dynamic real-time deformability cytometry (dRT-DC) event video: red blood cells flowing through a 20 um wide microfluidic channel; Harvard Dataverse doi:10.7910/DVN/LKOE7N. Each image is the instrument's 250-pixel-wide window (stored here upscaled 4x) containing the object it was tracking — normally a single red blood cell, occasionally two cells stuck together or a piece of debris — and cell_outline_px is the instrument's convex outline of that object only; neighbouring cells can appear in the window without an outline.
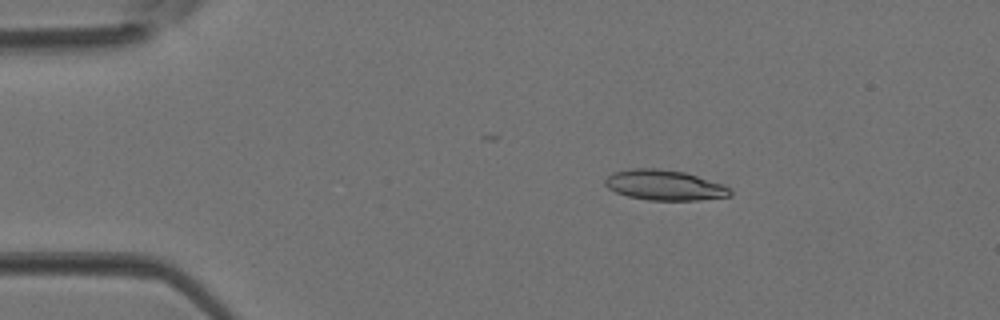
{"species": "Egyptian fruit bat (a non-hibernating species)", "species_latin": "Rousettus aegyptiacus", "temperature_condition": "room temperature", "stored_images_in_passage": 2, "camera_frame_rate_fps": 3000, "um_per_image_px": 0.085, "animal": {"sex": "female"}, "frame": {"image": 1, "passage_image": 1, "time_ms": 0.0, "image_size_px": [1000, 320], "cell_outline_px": [[732, 196], [696, 200], [648, 200], [628, 196], [616, 192], [608, 188], [604, 184], [604, 180], [612, 172], [632, 168], [660, 168], [684, 172], [724, 184], [732, 188]], "centroid_in_image_um": [56.5, 15.73], "position_along_channel_um": 28.5, "area_um2": 22.25}}